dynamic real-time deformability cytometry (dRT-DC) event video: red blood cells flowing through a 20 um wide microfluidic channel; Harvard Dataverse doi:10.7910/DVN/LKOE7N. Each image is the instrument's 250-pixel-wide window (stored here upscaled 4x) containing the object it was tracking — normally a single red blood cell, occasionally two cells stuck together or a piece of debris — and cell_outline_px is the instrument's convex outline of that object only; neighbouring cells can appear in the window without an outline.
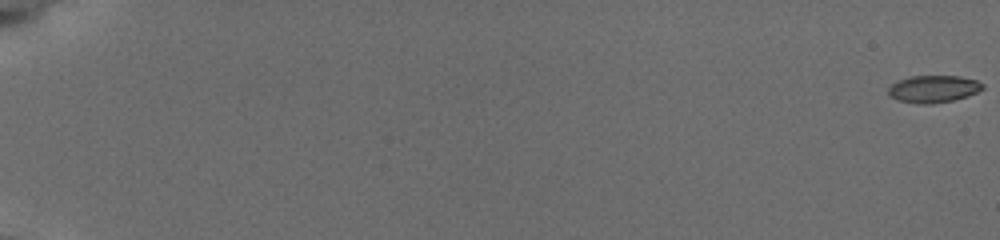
{"species": "common noctule bat (a hibernating species)", "species_latin": "Nyctalus noctula", "temperature_condition": "cold", "stored_images_in_passage": 58, "camera_frame_rate_fps": 3000, "um_per_image_px": 0.085, "animal": {"sex": "female", "body_mass_g": 19.5, "forearm_length_mm": 54.1}, "frame": {"image": 1, "passage_image": 1, "time_ms": 0.0, "image_size_px": [1000, 240], "cell_outline_px": [[984, 88], [968, 96], [952, 100], [932, 104], [916, 104], [896, 100], [888, 92], [888, 88], [896, 80], [912, 76], [960, 76], [976, 80], [984, 84]], "centroid_in_image_um": [79.33, 7.56], "position_along_channel_um": 5.7, "area_um2": 15.03}}
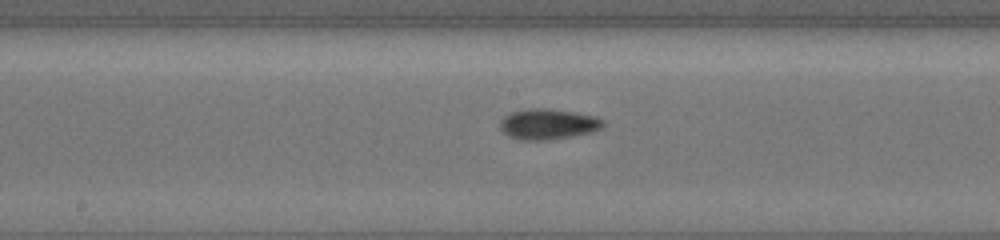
{"frame": {"image": 2, "passage_image": 34, "time_ms": 11.0, "image_size_px": [1000, 240], "cell_outline_px": [[604, 124], [600, 128], [592, 132], [572, 136], [548, 140], [520, 140], [508, 136], [500, 128], [500, 120], [508, 112], [528, 108], [548, 108], [576, 112], [596, 116], [604, 120]], "centroid_in_image_um": [46.56, 10.54], "position_along_channel_um": 201.6, "area_um2": 18.61}}
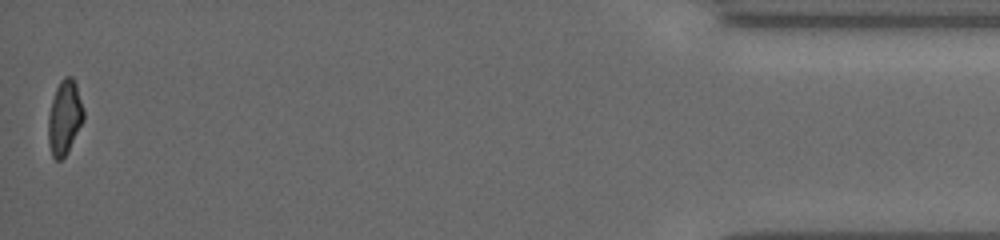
{"frame": {"image": 3, "passage_image": 58, "time_ms": 19.0, "image_size_px": [1000, 240], "cell_outline_px": [[84, 120], [68, 152], [60, 160], [56, 160], [52, 156], [48, 144], [48, 116], [52, 100], [56, 88], [60, 80], [64, 76], [72, 76], [76, 84], [84, 108]], "centroid_in_image_um": [5.49, 9.98], "position_along_channel_um": 429.7, "area_um2": 15.49}, "authors_computed_cell_mechanics": {"area_um2": 15.8372, "velocity_mm_per_s": 3.7847, "shape_relaxation_time_tau1_ms": 2.9577, "shape_relaxation_time_tau2_ms": 9.0379, "deformation_change_tau1": 0.108, "deformation_change_tau2": 0.1303}}